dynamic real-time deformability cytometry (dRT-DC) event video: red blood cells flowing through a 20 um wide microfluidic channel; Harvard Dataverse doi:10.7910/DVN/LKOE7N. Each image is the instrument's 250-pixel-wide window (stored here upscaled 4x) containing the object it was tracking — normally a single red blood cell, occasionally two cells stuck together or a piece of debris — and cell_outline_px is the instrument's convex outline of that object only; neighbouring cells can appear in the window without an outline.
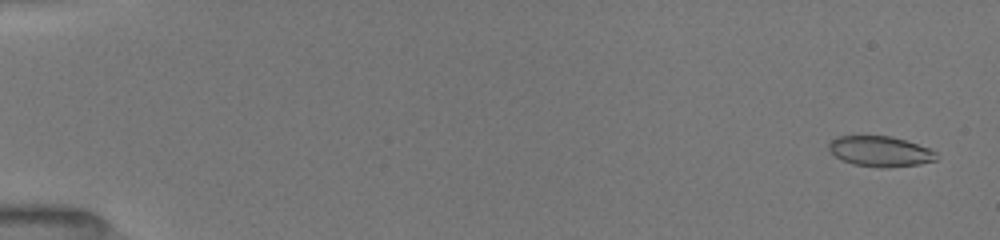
{"species": "common noctule bat (a hibernating species)", "species_latin": "Nyctalus noctula", "temperature_condition": "room temperature", "stored_images_in_passage": 74, "camera_frame_rate_fps": 3000, "um_per_image_px": 0.085, "animal": {"sex": "female", "body_mass_g": 19.5, "forearm_length_mm": 54.1}, "frame": {"image": 1, "passage_image": 4, "time_ms": 0.667, "image_size_px": [1000, 240], "cell_outline_px": [[936, 160], [920, 164], [888, 168], [880, 168], [852, 164], [840, 160], [828, 148], [828, 144], [836, 136], [892, 136], [928, 148], [936, 152]], "centroid_in_image_um": [74.79, 12.88], "position_along_channel_um": 10.2, "area_um2": 19.07}}
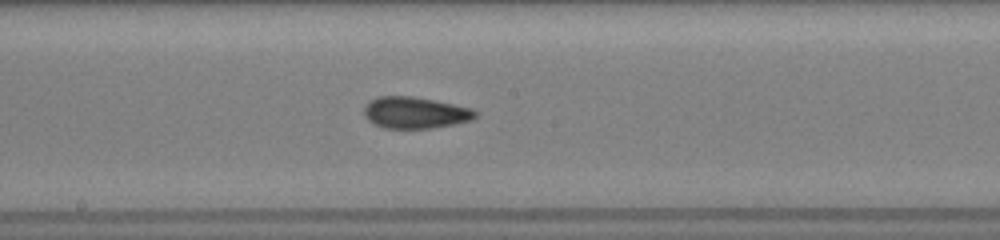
{"frame": {"image": 2, "passage_image": 36, "time_ms": 9.667, "image_size_px": [1000, 240], "cell_outline_px": [[480, 112], [472, 120], [432, 128], [384, 128], [372, 124], [364, 116], [364, 108], [376, 96], [412, 96], [472, 108]], "centroid_in_image_um": [35.28, 9.58], "position_along_channel_um": 212.9, "area_um2": 20.4}}
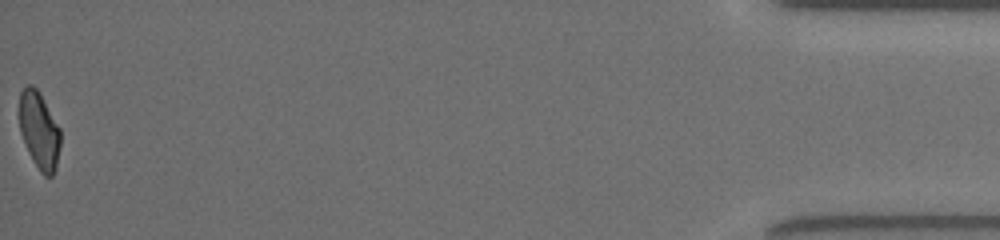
{"frame": {"image": 3, "passage_image": 73, "time_ms": 17.333, "image_size_px": [1000, 240], "cell_outline_px": [[60, 144], [56, 168], [52, 176], [44, 176], [40, 172], [32, 160], [28, 152], [20, 132], [20, 92], [28, 84], [32, 84], [40, 92], [60, 128]], "centroid_in_image_um": [3.34, 11.09], "position_along_channel_um": 431.9, "area_um2": 18.5}, "authors_computed_cell_mechanics": {"area_um2": 19.6809, "velocity_mm_per_s": 4.0165, "shape_relaxation_time_tau1_ms": 8.9969, "shape_relaxation_time_tau2_ms": 2.0412, "deformation_change_tau1": 0.2018, "deformation_change_tau2": 0.0913}}